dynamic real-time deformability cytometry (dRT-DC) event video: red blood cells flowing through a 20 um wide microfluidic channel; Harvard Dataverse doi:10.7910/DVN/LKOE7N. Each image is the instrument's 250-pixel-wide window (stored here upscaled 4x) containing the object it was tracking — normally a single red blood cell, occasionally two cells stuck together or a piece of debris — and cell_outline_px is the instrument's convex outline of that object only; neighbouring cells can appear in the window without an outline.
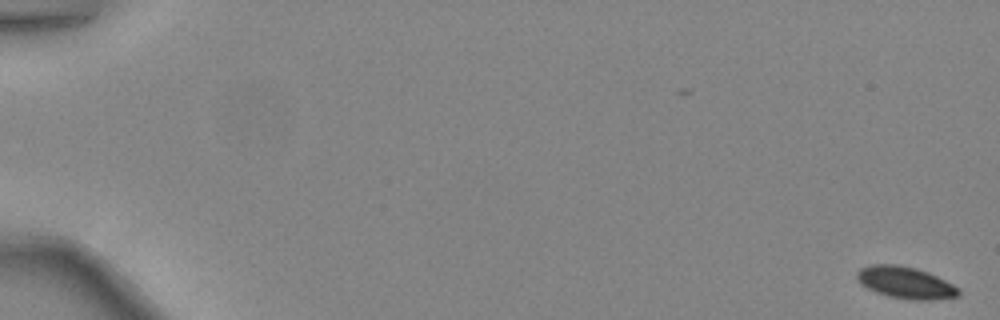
{"species": "common noctule bat (a hibernating species)", "species_latin": "Nyctalus noctula", "temperature_condition": "warm", "stored_images_in_passage": 48, "camera_frame_rate_fps": 3000, "um_per_image_px": 0.085, "animal": {"sex": "female", "body_mass_g": 24.6, "forearm_length_mm": 56.2}, "frame": {"image": 1, "passage_image": 1, "time_ms": 0.0, "image_size_px": [1000, 320], "cell_outline_px": [[960, 296], [928, 300], [908, 300], [888, 296], [876, 292], [860, 284], [856, 280], [856, 272], [860, 268], [872, 264], [900, 264], [916, 268], [928, 272], [960, 288]], "centroid_in_image_um": [76.94, 24.02], "position_along_channel_um": 8.1, "area_um2": 19.07}}
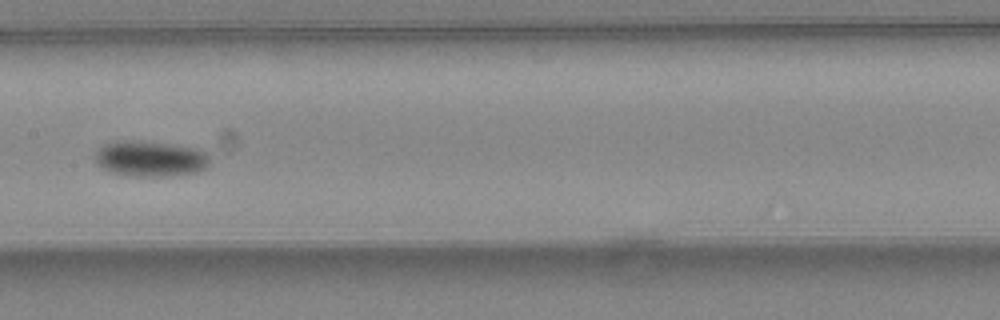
{"frame": {"image": 2, "passage_image": 27, "time_ms": 8.667, "image_size_px": [1000, 320], "cell_outline_px": [[208, 168], [196, 172], [168, 176], [128, 176], [112, 172], [100, 168], [96, 160], [96, 152], [104, 144], [116, 140], [140, 140], [172, 144], [196, 148], [208, 152]], "centroid_in_image_um": [12.78, 13.48], "position_along_channel_um": 194.6, "area_um2": 24.1}}
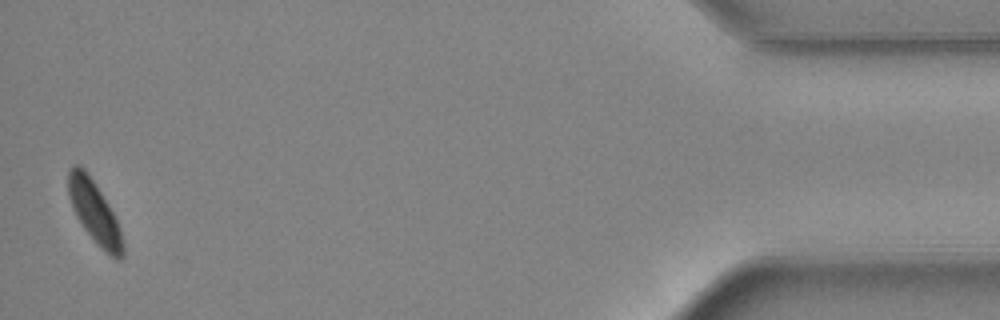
{"frame": {"image": 3, "passage_image": 48, "time_ms": 15.667, "image_size_px": [1000, 320], "cell_outline_px": [[124, 256], [120, 260], [116, 260], [100, 248], [84, 228], [76, 216], [68, 196], [68, 172], [72, 164], [80, 164], [88, 172], [112, 212], [120, 228], [124, 244]], "centroid_in_image_um": [8.03, 18.04], "position_along_channel_um": 427.2, "area_um2": 19.71}, "authors_computed_cell_mechanics": {"area_um2": 20.9814, "velocity_mm_per_s": 4.4516, "shape_relaxation_time_tau1_ms": 3.4443, "shape_relaxation_time_tau2_ms": null, "deformation_change_tau1": 0.0973, "deformation_change_tau2": null}}